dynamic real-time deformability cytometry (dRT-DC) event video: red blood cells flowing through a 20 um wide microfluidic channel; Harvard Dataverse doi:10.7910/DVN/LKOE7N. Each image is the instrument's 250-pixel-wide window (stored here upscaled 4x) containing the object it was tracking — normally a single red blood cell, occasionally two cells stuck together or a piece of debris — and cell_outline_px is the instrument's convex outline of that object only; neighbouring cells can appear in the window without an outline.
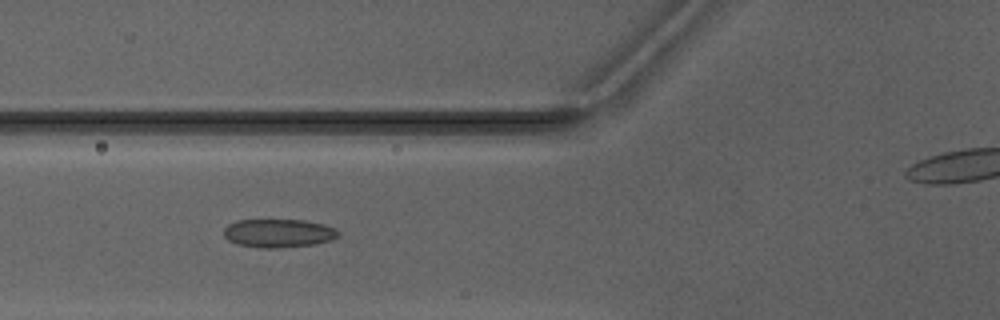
{"species": "Egyptian fruit bat (a non-hibernating species)", "species_latin": "Rousettus aegyptiacus", "temperature_condition": "warm", "stored_images_in_passage": 6, "camera_frame_rate_fps": 3000, "um_per_image_px": 0.085, "animal": {"sex": "male"}, "frame": {"image": 1, "passage_image": 4, "time_ms": 4.333, "image_size_px": [1000, 320], "cell_outline_px": [[340, 236], [332, 240], [312, 244], [276, 248], [260, 248], [240, 244], [228, 240], [224, 236], [224, 228], [228, 224], [236, 220], [304, 220], [324, 224], [336, 228], [340, 232]], "centroid_in_image_um": [23.7, 19.81], "position_along_channel_um": 102.1, "area_um2": 19.02}}
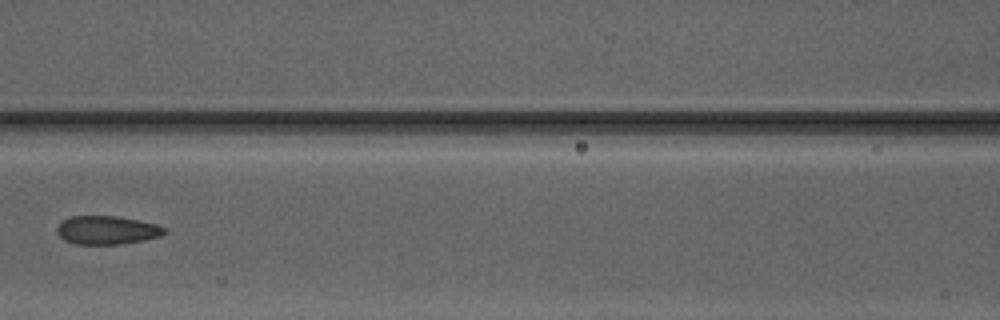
{"frame": {"image": 2, "passage_image": 5, "time_ms": 5.667, "image_size_px": [1000, 320], "cell_outline_px": [[168, 232], [160, 236], [144, 240], [120, 244], [76, 244], [64, 240], [56, 232], [56, 228], [60, 220], [68, 216], [116, 216], [140, 220], [156, 224], [168, 228]], "centroid_in_image_um": [9.09, 19.55], "position_along_channel_um": 157.5, "area_um2": 18.15}}
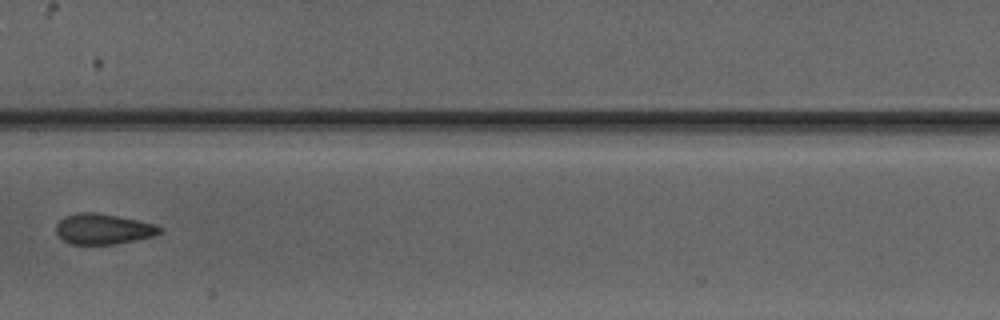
{"frame": {"image": 3, "passage_image": 6, "time_ms": 6.667, "image_size_px": [1000, 320], "cell_outline_px": [[164, 228], [160, 232], [152, 236], [136, 240], [112, 244], [72, 244], [64, 240], [56, 232], [56, 224], [64, 216], [80, 212], [96, 212], [156, 224]], "centroid_in_image_um": [8.77, 19.46], "position_along_channel_um": 198.6, "area_um2": 18.26}}